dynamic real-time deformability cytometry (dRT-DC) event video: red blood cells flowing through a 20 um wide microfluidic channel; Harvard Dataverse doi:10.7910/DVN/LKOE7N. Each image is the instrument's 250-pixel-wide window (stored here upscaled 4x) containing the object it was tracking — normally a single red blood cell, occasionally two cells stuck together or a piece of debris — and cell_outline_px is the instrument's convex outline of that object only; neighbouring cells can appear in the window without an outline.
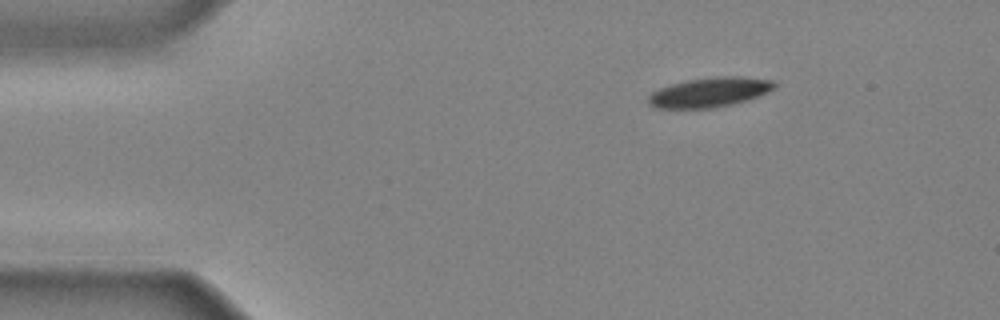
{"species": "common noctule bat (a hibernating species)", "species_latin": "Nyctalus noctula", "temperature_condition": "cold", "stored_images_in_passage": 34, "camera_frame_rate_fps": 3000, "um_per_image_px": 0.085, "animal": {"sex": "male", "body_mass_g": 20.4}, "frame": {"image": 1, "passage_image": 1, "time_ms": 0.0, "image_size_px": [1000, 320], "cell_outline_px": [[776, 88], [768, 92], [748, 100], [716, 108], [656, 108], [648, 104], [648, 96], [652, 92], [660, 88], [672, 84], [688, 80], [716, 76], [740, 76], [776, 80]], "centroid_in_image_um": [60.36, 7.84], "position_along_channel_um": 24.6, "area_um2": 21.96}}
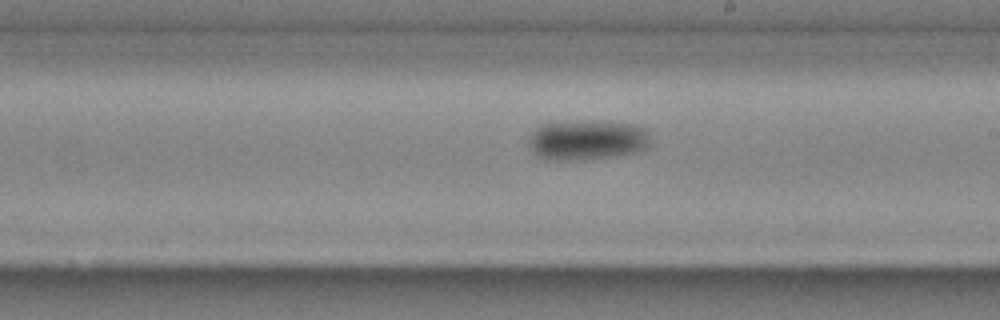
{"frame": {"image": 2, "passage_image": 20, "time_ms": 6.333, "image_size_px": [1000, 320], "cell_outline_px": [[648, 144], [644, 148], [632, 152], [612, 156], [584, 160], [556, 160], [540, 156], [532, 152], [528, 144], [528, 136], [540, 124], [556, 120], [600, 120], [636, 124], [648, 128]], "centroid_in_image_um": [49.85, 11.84], "position_along_channel_um": 239.2, "area_um2": 29.07}}
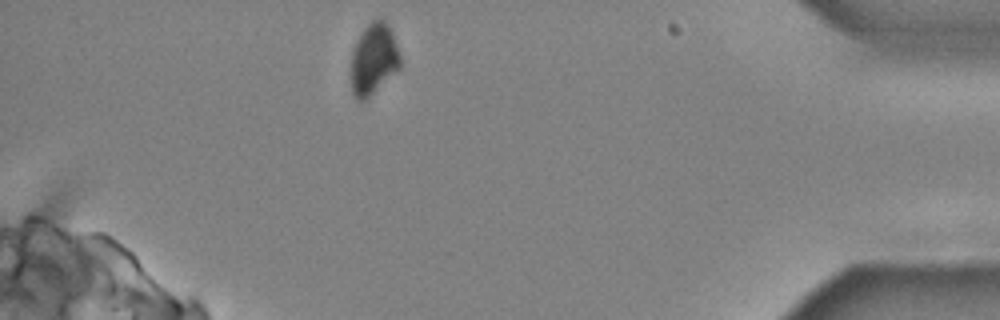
{"frame": {"image": 3, "passage_image": 34, "time_ms": 11.0, "image_size_px": [1000, 320], "cell_outline_px": [[400, 68], [364, 100], [356, 100], [352, 92], [352, 52], [356, 40], [364, 28], [372, 20], [380, 16], [388, 24], [392, 32], [400, 56]], "centroid_in_image_um": [31.76, 4.97], "position_along_channel_um": 403.4, "area_um2": 20.17}}